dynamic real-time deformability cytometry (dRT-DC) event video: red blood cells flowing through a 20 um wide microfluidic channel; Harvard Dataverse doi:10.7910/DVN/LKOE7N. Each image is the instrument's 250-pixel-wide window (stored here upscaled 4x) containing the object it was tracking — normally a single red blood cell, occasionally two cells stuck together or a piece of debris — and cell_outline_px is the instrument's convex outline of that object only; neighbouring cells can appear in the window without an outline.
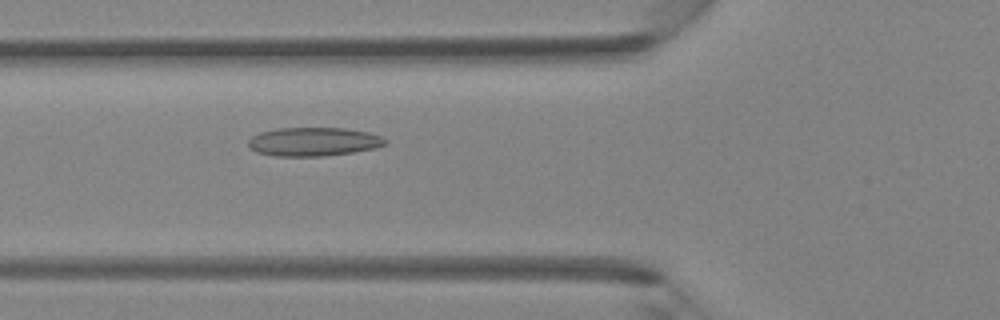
{"species": "Egyptian fruit bat (a non-hibernating species)", "species_latin": "Rousettus aegyptiacus", "temperature_condition": "room temperature", "stored_images_in_passage": 44, "camera_frame_rate_fps": 3000, "um_per_image_px": 0.085, "animal": {"sex": "female"}, "frame": {"image": 1, "passage_image": 17, "time_ms": 5.333, "image_size_px": [1000, 320], "cell_outline_px": [[388, 140], [384, 144], [372, 148], [352, 152], [324, 156], [272, 156], [256, 152], [248, 148], [248, 140], [252, 136], [260, 132], [276, 128], [344, 128], [368, 132], [380, 136]], "centroid_in_image_um": [26.58, 12.04], "position_along_channel_um": 99.2, "area_um2": 22.89}}
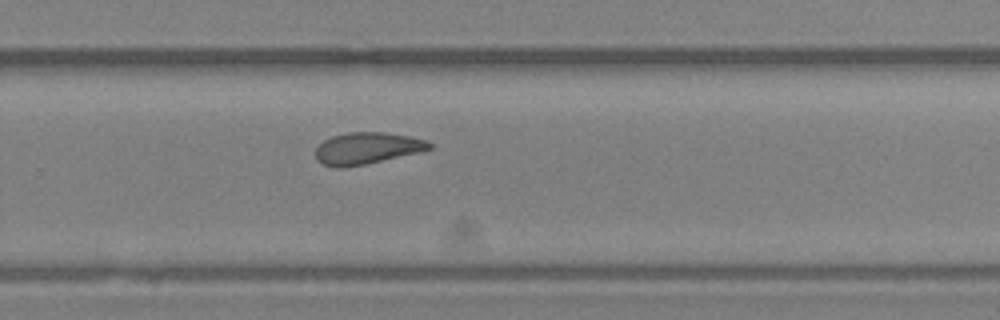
{"frame": {"image": 2, "passage_image": 30, "time_ms": 9.667, "image_size_px": [1000, 320], "cell_outline_px": [[432, 148], [420, 152], [364, 164], [340, 168], [336, 168], [324, 164], [316, 160], [316, 148], [324, 140], [332, 136], [348, 132], [384, 132], [408, 136], [428, 140], [432, 144]], "centroid_in_image_um": [31.2, 12.59], "position_along_channel_um": 298.6, "area_um2": 20.92}}
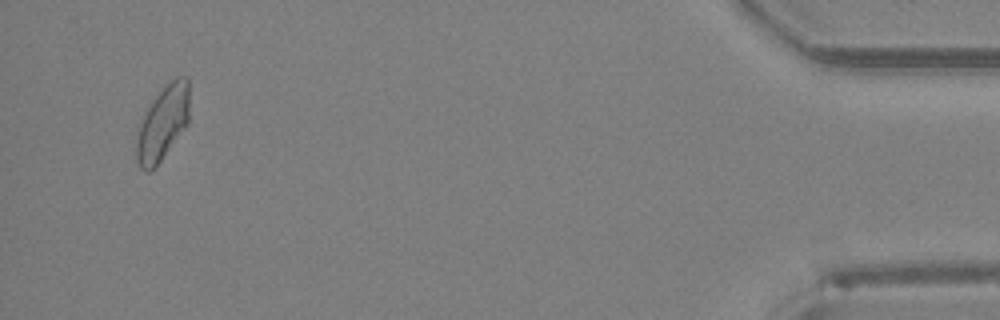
{"frame": {"image": 3, "passage_image": 43, "time_ms": 14.0, "image_size_px": [1000, 320], "cell_outline_px": [[188, 124], [160, 160], [148, 172], [144, 172], [140, 168], [136, 160], [136, 132], [144, 112], [148, 104], [160, 88], [164, 84], [176, 76], [188, 76]], "centroid_in_image_um": [13.8, 10.4], "position_along_channel_um": 421.4, "area_um2": 23.24}}